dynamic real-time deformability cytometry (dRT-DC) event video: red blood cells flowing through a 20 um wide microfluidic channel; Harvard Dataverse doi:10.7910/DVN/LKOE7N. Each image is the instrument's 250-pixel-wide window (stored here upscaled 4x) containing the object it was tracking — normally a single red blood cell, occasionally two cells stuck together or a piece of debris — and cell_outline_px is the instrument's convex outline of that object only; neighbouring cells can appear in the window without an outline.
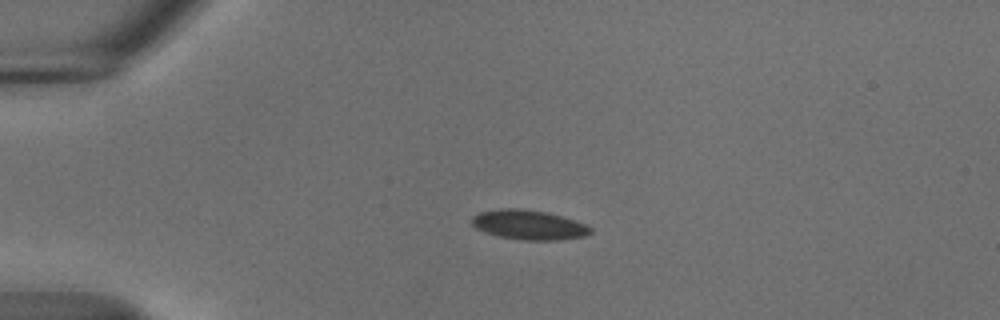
{"species": "common noctule bat (a hibernating species)", "species_latin": "Nyctalus noctula", "temperature_condition": "cold", "stored_images_in_passage": 43, "camera_frame_rate_fps": 3000, "um_per_image_px": 0.085, "animal": {"sex": "male", "body_mass_g": 18.8}, "frame": {"image": 1, "passage_image": 1, "time_ms": 0.0, "image_size_px": [1000, 320], "cell_outline_px": [[592, 232], [584, 236], [556, 240], [524, 240], [500, 236], [484, 232], [476, 228], [472, 224], [472, 216], [480, 212], [504, 208], [520, 208], [544, 212], [560, 216], [584, 224], [592, 228]], "centroid_in_image_um": [44.92, 19.11], "position_along_channel_um": 40.1, "area_um2": 20.11}}
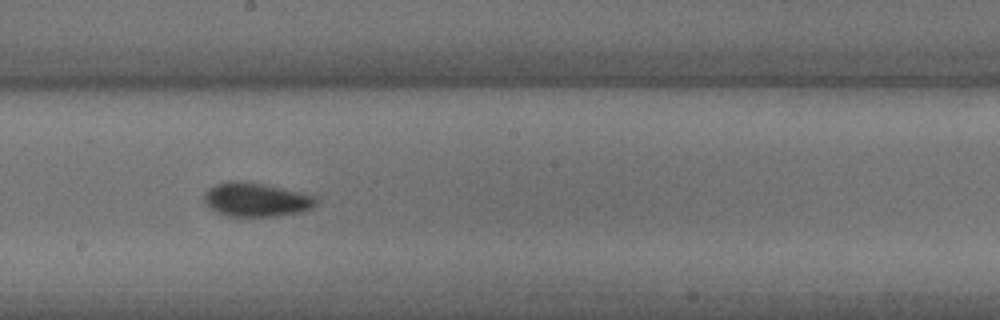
{"frame": {"image": 2, "passage_image": 19, "time_ms": 6.0, "image_size_px": [1000, 320], "cell_outline_px": [[316, 204], [300, 212], [276, 216], [228, 216], [216, 212], [208, 208], [204, 204], [204, 192], [208, 188], [216, 184], [232, 180], [236, 180], [264, 184], [300, 192], [316, 196]], "centroid_in_image_um": [21.7, 16.97], "position_along_channel_um": 226.5, "area_um2": 22.08}}
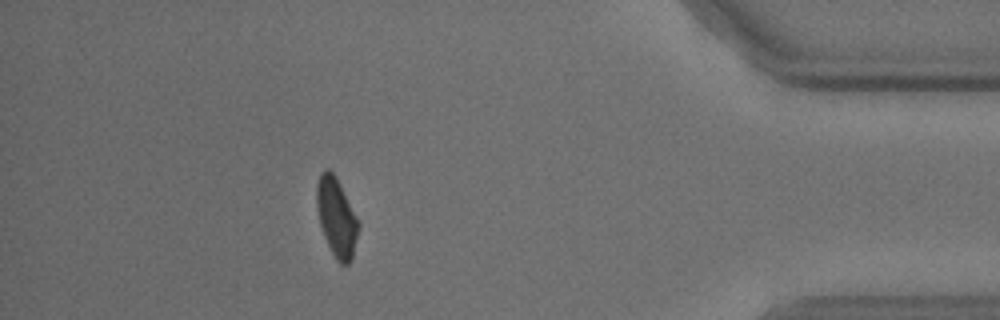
{"frame": {"image": 3, "passage_image": 37, "time_ms": 12.0, "image_size_px": [1000, 320], "cell_outline_px": [[360, 228], [352, 260], [348, 264], [340, 264], [336, 260], [324, 236], [320, 224], [316, 204], [316, 184], [320, 172], [324, 168], [328, 168], [332, 172], [360, 224]], "centroid_in_image_um": [28.59, 18.5], "position_along_channel_um": 406.6, "area_um2": 18.96}, "authors_computed_cell_mechanics": {"area_um2": 20.1144, "velocity_mm_per_s": 3.6904, "shape_relaxation_time_tau1_ms": 4.6978, "shape_relaxation_time_tau2_ms": null, "deformation_change_tau1": 0.1103, "deformation_change_tau2": null}}